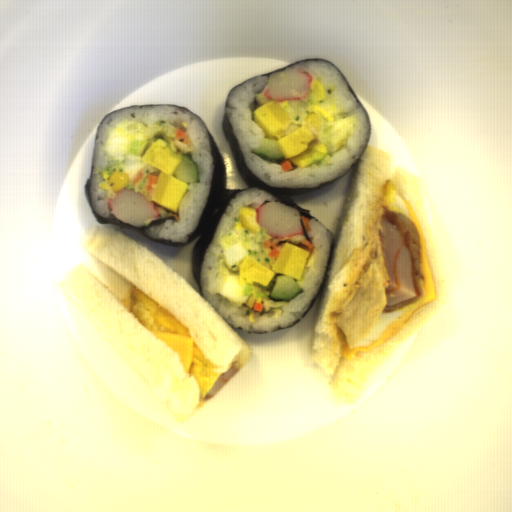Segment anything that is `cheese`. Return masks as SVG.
<instances>
[{
    "instance_id": "obj_1",
    "label": "cheese",
    "mask_w": 512,
    "mask_h": 512,
    "mask_svg": "<svg viewBox=\"0 0 512 512\" xmlns=\"http://www.w3.org/2000/svg\"><path fill=\"white\" fill-rule=\"evenodd\" d=\"M409 220L416 226L419 244H420V270L424 279H419L420 286L423 292L419 302L392 321L386 326L384 331L379 337L374 339L368 346H359L355 349H349L347 342L342 346L340 353L342 358L346 360L355 359L358 352H366L370 349L377 347L385 341L392 338L394 335L399 333L414 317V315L428 303L435 302L438 298L436 283L432 271V266L428 254V249L425 241L422 225L412 207L410 200L406 202Z\"/></svg>"
},
{
    "instance_id": "obj_2",
    "label": "cheese",
    "mask_w": 512,
    "mask_h": 512,
    "mask_svg": "<svg viewBox=\"0 0 512 512\" xmlns=\"http://www.w3.org/2000/svg\"><path fill=\"white\" fill-rule=\"evenodd\" d=\"M148 331L165 342L174 353L178 354L184 369L190 374L194 360V338L173 333Z\"/></svg>"
}]
</instances>
